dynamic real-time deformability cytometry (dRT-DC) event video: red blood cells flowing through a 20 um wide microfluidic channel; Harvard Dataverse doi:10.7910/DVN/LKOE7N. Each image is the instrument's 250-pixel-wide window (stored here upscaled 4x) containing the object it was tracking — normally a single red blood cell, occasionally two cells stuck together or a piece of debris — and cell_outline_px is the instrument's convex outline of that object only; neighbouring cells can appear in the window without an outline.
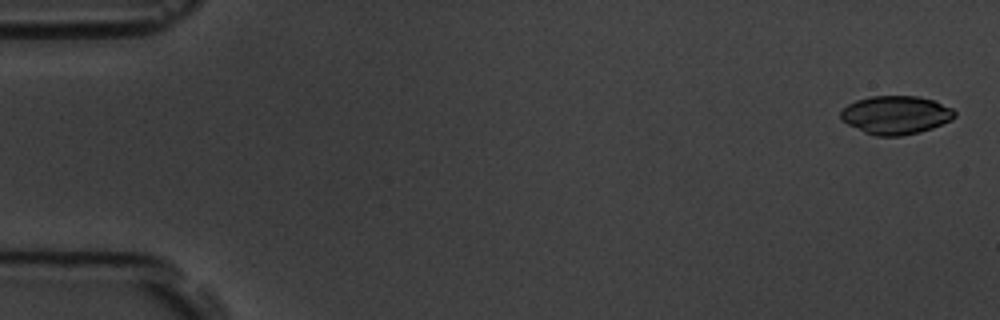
{"species": "common noctule bat (a hibernating species)", "species_latin": "Nyctalus noctula", "temperature_condition": "room temperature", "stored_images_in_passage": 6, "camera_frame_rate_fps": 3000, "um_per_image_px": 0.085, "animal": {"sex": "male", "body_mass_g": 19.5, "forearm_length_mm": 54.6}, "frame": {"image": 1, "passage_image": 1, "time_ms": 0.0, "image_size_px": [1000, 320], "cell_outline_px": [[956, 116], [952, 120], [932, 128], [920, 132], [900, 136], [876, 136], [864, 132], [840, 120], [840, 112], [848, 104], [856, 100], [872, 96], [916, 96], [932, 100], [952, 108], [956, 112]], "centroid_in_image_um": [76.14, 9.78], "position_along_channel_um": 8.9, "area_um2": 25.49}}
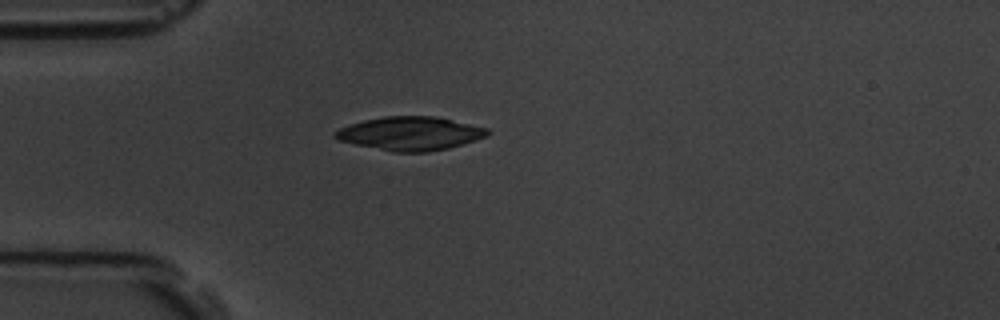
{"frame": {"image": 2, "passage_image": 5, "time_ms": 4.667, "image_size_px": [1000, 320], "cell_outline_px": [[492, 132], [488, 136], [476, 140], [448, 148], [428, 152], [392, 152], [356, 144], [340, 140], [332, 136], [332, 132], [348, 124], [364, 120], [384, 116], [436, 116], [488, 128]], "centroid_in_image_um": [34.88, 11.34], "position_along_channel_um": 50.1, "area_um2": 29.94}}